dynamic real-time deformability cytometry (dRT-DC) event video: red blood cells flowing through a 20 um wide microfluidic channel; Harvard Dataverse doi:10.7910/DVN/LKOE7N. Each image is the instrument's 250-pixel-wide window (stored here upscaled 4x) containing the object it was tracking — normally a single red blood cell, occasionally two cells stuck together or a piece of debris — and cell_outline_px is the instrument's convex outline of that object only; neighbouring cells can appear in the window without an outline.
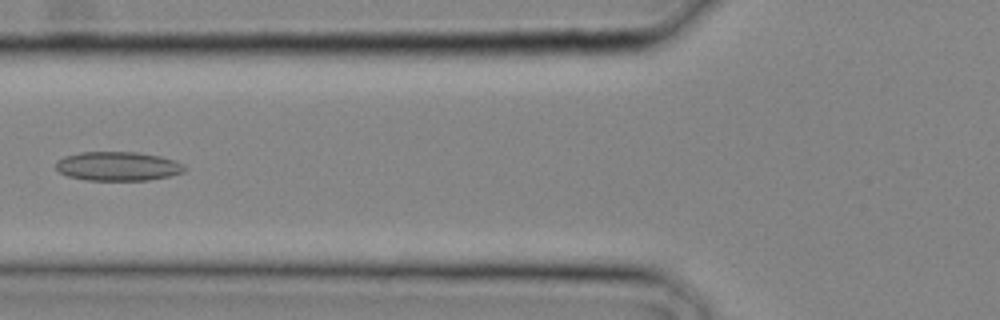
{"species": "common noctule bat (a hibernating species)", "species_latin": "Nyctalus noctula", "temperature_condition": "cold", "stored_images_in_passage": 13, "camera_frame_rate_fps": 3000, "um_per_image_px": 0.085, "animal": {"sex": "male", "body_mass_g": 20.4}, "frame": {"image": 1, "passage_image": 10, "time_ms": 3.0, "image_size_px": [1000, 320], "cell_outline_px": [[188, 168], [184, 172], [168, 176], [148, 180], [88, 180], [68, 176], [60, 172], [56, 168], [56, 160], [64, 156], [80, 152], [136, 152], [160, 156], [176, 160], [184, 164]], "centroid_in_image_um": [10.04, 14.12], "position_along_channel_um": 115.8, "area_um2": 21.91}}
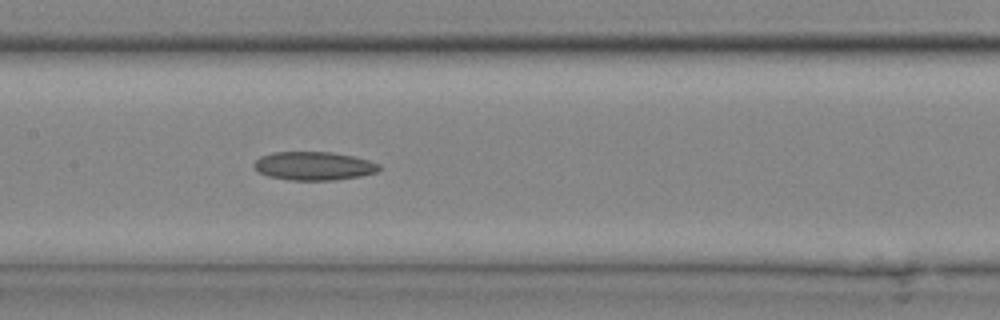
{"frame": {"image": 2, "passage_image": 13, "time_ms": 4.0, "image_size_px": [1000, 320], "cell_outline_px": [[380, 168], [376, 172], [360, 176], [336, 180], [292, 180], [268, 176], [260, 172], [252, 164], [260, 156], [272, 152], [332, 152], [352, 156], [368, 160], [380, 164]], "centroid_in_image_um": [26.67, 14.1], "position_along_channel_um": 180.7, "area_um2": 20.69}}